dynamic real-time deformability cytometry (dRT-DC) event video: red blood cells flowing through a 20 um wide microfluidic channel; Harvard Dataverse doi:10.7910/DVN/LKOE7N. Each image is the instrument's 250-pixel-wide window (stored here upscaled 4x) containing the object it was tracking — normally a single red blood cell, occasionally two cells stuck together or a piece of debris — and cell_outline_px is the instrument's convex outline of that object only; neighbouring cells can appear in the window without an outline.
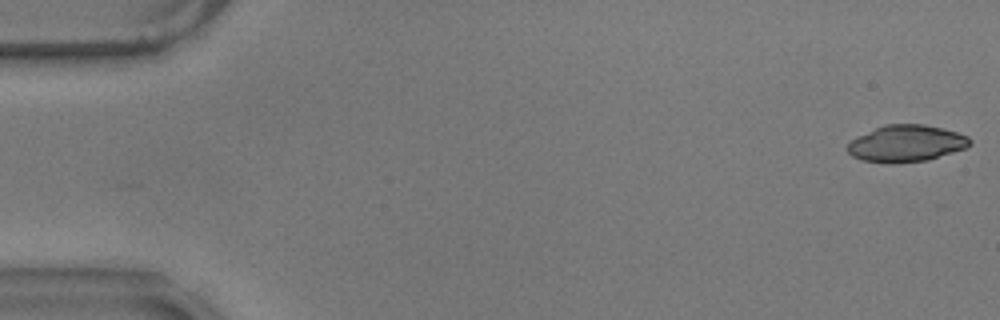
{"species": "common noctule bat (a hibernating species)", "species_latin": "Nyctalus noctula", "temperature_condition": "warm", "stored_images_in_passage": 16, "camera_frame_rate_fps": 3000, "um_per_image_px": 0.085, "animal": {"sex": "male", "body_mass_g": 17.9}, "frame": {"image": 1, "passage_image": 1, "time_ms": 0.0, "image_size_px": [1000, 320], "cell_outline_px": [[972, 144], [964, 148], [928, 160], [892, 164], [888, 164], [864, 160], [852, 156], [848, 152], [848, 144], [856, 136], [884, 124], [924, 124], [956, 132], [968, 136], [972, 140]], "centroid_in_image_um": [77.02, 12.2], "position_along_channel_um": 8.0, "area_um2": 26.18}}
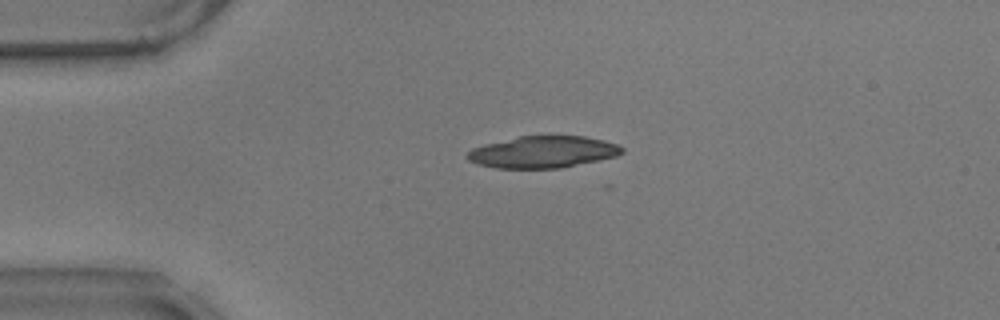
{"frame": {"image": 2, "passage_image": 13, "time_ms": 4.0, "image_size_px": [1000, 320], "cell_outline_px": [[624, 152], [616, 156], [560, 168], [496, 168], [480, 164], [468, 160], [464, 156], [472, 148], [484, 144], [520, 136], [584, 136], [604, 140], [620, 144], [624, 148]], "centroid_in_image_um": [46.16, 12.91], "position_along_channel_um": 38.8, "area_um2": 28.61}}